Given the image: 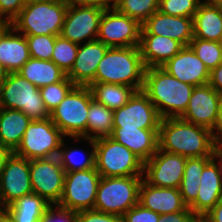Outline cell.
I'll return each instance as SVG.
<instances>
[{
	"label": "cell",
	"mask_w": 222,
	"mask_h": 222,
	"mask_svg": "<svg viewBox=\"0 0 222 222\" xmlns=\"http://www.w3.org/2000/svg\"><path fill=\"white\" fill-rule=\"evenodd\" d=\"M215 143L212 131L180 117L161 119L158 148L187 158L212 157Z\"/></svg>",
	"instance_id": "obj_1"
},
{
	"label": "cell",
	"mask_w": 222,
	"mask_h": 222,
	"mask_svg": "<svg viewBox=\"0 0 222 222\" xmlns=\"http://www.w3.org/2000/svg\"><path fill=\"white\" fill-rule=\"evenodd\" d=\"M194 87L179 81L162 67H148L142 90L163 119L180 117L185 112Z\"/></svg>",
	"instance_id": "obj_2"
},
{
	"label": "cell",
	"mask_w": 222,
	"mask_h": 222,
	"mask_svg": "<svg viewBox=\"0 0 222 222\" xmlns=\"http://www.w3.org/2000/svg\"><path fill=\"white\" fill-rule=\"evenodd\" d=\"M145 70L138 46L109 47L91 83L121 84L138 91L143 89Z\"/></svg>",
	"instance_id": "obj_3"
},
{
	"label": "cell",
	"mask_w": 222,
	"mask_h": 222,
	"mask_svg": "<svg viewBox=\"0 0 222 222\" xmlns=\"http://www.w3.org/2000/svg\"><path fill=\"white\" fill-rule=\"evenodd\" d=\"M67 8L65 0L28 1L10 25L16 33L21 32L25 36H59Z\"/></svg>",
	"instance_id": "obj_4"
},
{
	"label": "cell",
	"mask_w": 222,
	"mask_h": 222,
	"mask_svg": "<svg viewBox=\"0 0 222 222\" xmlns=\"http://www.w3.org/2000/svg\"><path fill=\"white\" fill-rule=\"evenodd\" d=\"M143 176L101 177L94 210L122 217L139 203Z\"/></svg>",
	"instance_id": "obj_5"
},
{
	"label": "cell",
	"mask_w": 222,
	"mask_h": 222,
	"mask_svg": "<svg viewBox=\"0 0 222 222\" xmlns=\"http://www.w3.org/2000/svg\"><path fill=\"white\" fill-rule=\"evenodd\" d=\"M95 168L101 177L143 176L144 162L111 137L94 140Z\"/></svg>",
	"instance_id": "obj_6"
},
{
	"label": "cell",
	"mask_w": 222,
	"mask_h": 222,
	"mask_svg": "<svg viewBox=\"0 0 222 222\" xmlns=\"http://www.w3.org/2000/svg\"><path fill=\"white\" fill-rule=\"evenodd\" d=\"M93 100L88 86L75 85L50 113L52 122L62 134L76 140L86 138L89 104Z\"/></svg>",
	"instance_id": "obj_7"
},
{
	"label": "cell",
	"mask_w": 222,
	"mask_h": 222,
	"mask_svg": "<svg viewBox=\"0 0 222 222\" xmlns=\"http://www.w3.org/2000/svg\"><path fill=\"white\" fill-rule=\"evenodd\" d=\"M0 107L20 110L31 120L50 118L39 88L19 73H8L0 85Z\"/></svg>",
	"instance_id": "obj_8"
},
{
	"label": "cell",
	"mask_w": 222,
	"mask_h": 222,
	"mask_svg": "<svg viewBox=\"0 0 222 222\" xmlns=\"http://www.w3.org/2000/svg\"><path fill=\"white\" fill-rule=\"evenodd\" d=\"M64 135L51 118L31 120L14 154L26 159L58 156Z\"/></svg>",
	"instance_id": "obj_9"
},
{
	"label": "cell",
	"mask_w": 222,
	"mask_h": 222,
	"mask_svg": "<svg viewBox=\"0 0 222 222\" xmlns=\"http://www.w3.org/2000/svg\"><path fill=\"white\" fill-rule=\"evenodd\" d=\"M100 179L96 168L67 172L63 194L56 206L75 213L94 209Z\"/></svg>",
	"instance_id": "obj_10"
},
{
	"label": "cell",
	"mask_w": 222,
	"mask_h": 222,
	"mask_svg": "<svg viewBox=\"0 0 222 222\" xmlns=\"http://www.w3.org/2000/svg\"><path fill=\"white\" fill-rule=\"evenodd\" d=\"M29 170L33 193L51 205H57L63 194L66 174L58 157L31 159Z\"/></svg>",
	"instance_id": "obj_11"
},
{
	"label": "cell",
	"mask_w": 222,
	"mask_h": 222,
	"mask_svg": "<svg viewBox=\"0 0 222 222\" xmlns=\"http://www.w3.org/2000/svg\"><path fill=\"white\" fill-rule=\"evenodd\" d=\"M141 28L142 25L137 20L118 12L115 8L106 9L99 23L96 40L108 47L139 46Z\"/></svg>",
	"instance_id": "obj_12"
},
{
	"label": "cell",
	"mask_w": 222,
	"mask_h": 222,
	"mask_svg": "<svg viewBox=\"0 0 222 222\" xmlns=\"http://www.w3.org/2000/svg\"><path fill=\"white\" fill-rule=\"evenodd\" d=\"M161 116L143 90L135 91L128 102L113 111V127L159 129Z\"/></svg>",
	"instance_id": "obj_13"
},
{
	"label": "cell",
	"mask_w": 222,
	"mask_h": 222,
	"mask_svg": "<svg viewBox=\"0 0 222 222\" xmlns=\"http://www.w3.org/2000/svg\"><path fill=\"white\" fill-rule=\"evenodd\" d=\"M30 193L29 159L11 153L0 172V209Z\"/></svg>",
	"instance_id": "obj_14"
},
{
	"label": "cell",
	"mask_w": 222,
	"mask_h": 222,
	"mask_svg": "<svg viewBox=\"0 0 222 222\" xmlns=\"http://www.w3.org/2000/svg\"><path fill=\"white\" fill-rule=\"evenodd\" d=\"M104 10L98 6L68 5L60 35L80 46L86 38L87 42L96 40Z\"/></svg>",
	"instance_id": "obj_15"
},
{
	"label": "cell",
	"mask_w": 222,
	"mask_h": 222,
	"mask_svg": "<svg viewBox=\"0 0 222 222\" xmlns=\"http://www.w3.org/2000/svg\"><path fill=\"white\" fill-rule=\"evenodd\" d=\"M187 157L157 149L144 163L145 180L157 187L179 188Z\"/></svg>",
	"instance_id": "obj_16"
},
{
	"label": "cell",
	"mask_w": 222,
	"mask_h": 222,
	"mask_svg": "<svg viewBox=\"0 0 222 222\" xmlns=\"http://www.w3.org/2000/svg\"><path fill=\"white\" fill-rule=\"evenodd\" d=\"M220 94L209 84L195 86L185 112V121L212 131L218 117Z\"/></svg>",
	"instance_id": "obj_17"
},
{
	"label": "cell",
	"mask_w": 222,
	"mask_h": 222,
	"mask_svg": "<svg viewBox=\"0 0 222 222\" xmlns=\"http://www.w3.org/2000/svg\"><path fill=\"white\" fill-rule=\"evenodd\" d=\"M141 34L166 36L189 46L194 38L193 18L171 16L157 10L142 24Z\"/></svg>",
	"instance_id": "obj_18"
},
{
	"label": "cell",
	"mask_w": 222,
	"mask_h": 222,
	"mask_svg": "<svg viewBox=\"0 0 222 222\" xmlns=\"http://www.w3.org/2000/svg\"><path fill=\"white\" fill-rule=\"evenodd\" d=\"M162 68L179 81L189 85L202 86L209 82L210 71L190 46H184Z\"/></svg>",
	"instance_id": "obj_19"
},
{
	"label": "cell",
	"mask_w": 222,
	"mask_h": 222,
	"mask_svg": "<svg viewBox=\"0 0 222 222\" xmlns=\"http://www.w3.org/2000/svg\"><path fill=\"white\" fill-rule=\"evenodd\" d=\"M109 47L94 40L79 46L76 60L66 76L79 86H88L94 79L99 65Z\"/></svg>",
	"instance_id": "obj_20"
},
{
	"label": "cell",
	"mask_w": 222,
	"mask_h": 222,
	"mask_svg": "<svg viewBox=\"0 0 222 222\" xmlns=\"http://www.w3.org/2000/svg\"><path fill=\"white\" fill-rule=\"evenodd\" d=\"M139 204L159 215L180 212L187 208L179 188L153 186L144 178L139 190Z\"/></svg>",
	"instance_id": "obj_21"
},
{
	"label": "cell",
	"mask_w": 222,
	"mask_h": 222,
	"mask_svg": "<svg viewBox=\"0 0 222 222\" xmlns=\"http://www.w3.org/2000/svg\"><path fill=\"white\" fill-rule=\"evenodd\" d=\"M222 199V176L212 159L203 169L196 200L188 207L196 216H205Z\"/></svg>",
	"instance_id": "obj_22"
},
{
	"label": "cell",
	"mask_w": 222,
	"mask_h": 222,
	"mask_svg": "<svg viewBox=\"0 0 222 222\" xmlns=\"http://www.w3.org/2000/svg\"><path fill=\"white\" fill-rule=\"evenodd\" d=\"M13 32L10 24H0V64L8 73H17L30 59L26 36Z\"/></svg>",
	"instance_id": "obj_23"
},
{
	"label": "cell",
	"mask_w": 222,
	"mask_h": 222,
	"mask_svg": "<svg viewBox=\"0 0 222 222\" xmlns=\"http://www.w3.org/2000/svg\"><path fill=\"white\" fill-rule=\"evenodd\" d=\"M158 130L113 127L112 134L109 137L124 145L145 163L158 149Z\"/></svg>",
	"instance_id": "obj_24"
},
{
	"label": "cell",
	"mask_w": 222,
	"mask_h": 222,
	"mask_svg": "<svg viewBox=\"0 0 222 222\" xmlns=\"http://www.w3.org/2000/svg\"><path fill=\"white\" fill-rule=\"evenodd\" d=\"M139 50L144 65L148 67H162L184 47L177 40L166 36L141 34Z\"/></svg>",
	"instance_id": "obj_25"
},
{
	"label": "cell",
	"mask_w": 222,
	"mask_h": 222,
	"mask_svg": "<svg viewBox=\"0 0 222 222\" xmlns=\"http://www.w3.org/2000/svg\"><path fill=\"white\" fill-rule=\"evenodd\" d=\"M194 37L219 42L222 36V8L201 1L193 17Z\"/></svg>",
	"instance_id": "obj_26"
},
{
	"label": "cell",
	"mask_w": 222,
	"mask_h": 222,
	"mask_svg": "<svg viewBox=\"0 0 222 222\" xmlns=\"http://www.w3.org/2000/svg\"><path fill=\"white\" fill-rule=\"evenodd\" d=\"M30 122L31 119L20 110L0 107V144L13 153Z\"/></svg>",
	"instance_id": "obj_27"
},
{
	"label": "cell",
	"mask_w": 222,
	"mask_h": 222,
	"mask_svg": "<svg viewBox=\"0 0 222 222\" xmlns=\"http://www.w3.org/2000/svg\"><path fill=\"white\" fill-rule=\"evenodd\" d=\"M17 73L38 88L60 82L66 77V73L53 61L34 58H30Z\"/></svg>",
	"instance_id": "obj_28"
},
{
	"label": "cell",
	"mask_w": 222,
	"mask_h": 222,
	"mask_svg": "<svg viewBox=\"0 0 222 222\" xmlns=\"http://www.w3.org/2000/svg\"><path fill=\"white\" fill-rule=\"evenodd\" d=\"M51 206L43 197L30 193L17 199L4 210L9 215L11 222H40L42 215Z\"/></svg>",
	"instance_id": "obj_29"
},
{
	"label": "cell",
	"mask_w": 222,
	"mask_h": 222,
	"mask_svg": "<svg viewBox=\"0 0 222 222\" xmlns=\"http://www.w3.org/2000/svg\"><path fill=\"white\" fill-rule=\"evenodd\" d=\"M212 159V157L187 158L183 178L179 186L183 202L187 207L196 200L200 187L201 174L204 167Z\"/></svg>",
	"instance_id": "obj_30"
},
{
	"label": "cell",
	"mask_w": 222,
	"mask_h": 222,
	"mask_svg": "<svg viewBox=\"0 0 222 222\" xmlns=\"http://www.w3.org/2000/svg\"><path fill=\"white\" fill-rule=\"evenodd\" d=\"M88 87L95 101L113 111L123 107L136 91L131 86L113 83H90Z\"/></svg>",
	"instance_id": "obj_31"
},
{
	"label": "cell",
	"mask_w": 222,
	"mask_h": 222,
	"mask_svg": "<svg viewBox=\"0 0 222 222\" xmlns=\"http://www.w3.org/2000/svg\"><path fill=\"white\" fill-rule=\"evenodd\" d=\"M112 131L113 110L93 99L89 104L87 115L86 138L95 140L101 137H109ZM91 133H94V135Z\"/></svg>",
	"instance_id": "obj_32"
},
{
	"label": "cell",
	"mask_w": 222,
	"mask_h": 222,
	"mask_svg": "<svg viewBox=\"0 0 222 222\" xmlns=\"http://www.w3.org/2000/svg\"><path fill=\"white\" fill-rule=\"evenodd\" d=\"M158 7L159 0H116L114 8L142 25Z\"/></svg>",
	"instance_id": "obj_33"
},
{
	"label": "cell",
	"mask_w": 222,
	"mask_h": 222,
	"mask_svg": "<svg viewBox=\"0 0 222 222\" xmlns=\"http://www.w3.org/2000/svg\"><path fill=\"white\" fill-rule=\"evenodd\" d=\"M85 140L89 141V143L93 147L92 148L93 150L90 153H88V156H85L84 158L81 157L82 161H80V159L76 160L77 156H79V154H81V153H79L80 150H76V149H73V148H72V150H71V148H70V150L66 149V148L63 149L62 147L65 145L64 144V139H63L57 157L59 159V162H60L61 166L63 167V169L65 170L66 173L67 172H73V171H79V170H88V169H91V168H95V144H94V139L85 138Z\"/></svg>",
	"instance_id": "obj_34"
},
{
	"label": "cell",
	"mask_w": 222,
	"mask_h": 222,
	"mask_svg": "<svg viewBox=\"0 0 222 222\" xmlns=\"http://www.w3.org/2000/svg\"><path fill=\"white\" fill-rule=\"evenodd\" d=\"M198 58L211 71L222 63V50L219 42L193 38L189 44Z\"/></svg>",
	"instance_id": "obj_35"
},
{
	"label": "cell",
	"mask_w": 222,
	"mask_h": 222,
	"mask_svg": "<svg viewBox=\"0 0 222 222\" xmlns=\"http://www.w3.org/2000/svg\"><path fill=\"white\" fill-rule=\"evenodd\" d=\"M79 44L56 36L55 45L51 61H53L66 74L71 70L76 60Z\"/></svg>",
	"instance_id": "obj_36"
},
{
	"label": "cell",
	"mask_w": 222,
	"mask_h": 222,
	"mask_svg": "<svg viewBox=\"0 0 222 222\" xmlns=\"http://www.w3.org/2000/svg\"><path fill=\"white\" fill-rule=\"evenodd\" d=\"M75 84L66 76L62 81L39 88L46 109L51 113Z\"/></svg>",
	"instance_id": "obj_37"
},
{
	"label": "cell",
	"mask_w": 222,
	"mask_h": 222,
	"mask_svg": "<svg viewBox=\"0 0 222 222\" xmlns=\"http://www.w3.org/2000/svg\"><path fill=\"white\" fill-rule=\"evenodd\" d=\"M26 40L30 58L51 60L56 40L55 35H28Z\"/></svg>",
	"instance_id": "obj_38"
},
{
	"label": "cell",
	"mask_w": 222,
	"mask_h": 222,
	"mask_svg": "<svg viewBox=\"0 0 222 222\" xmlns=\"http://www.w3.org/2000/svg\"><path fill=\"white\" fill-rule=\"evenodd\" d=\"M200 3V0H159L158 10L171 16L193 18Z\"/></svg>",
	"instance_id": "obj_39"
},
{
	"label": "cell",
	"mask_w": 222,
	"mask_h": 222,
	"mask_svg": "<svg viewBox=\"0 0 222 222\" xmlns=\"http://www.w3.org/2000/svg\"><path fill=\"white\" fill-rule=\"evenodd\" d=\"M160 215L139 203L129 209L123 216V222H158Z\"/></svg>",
	"instance_id": "obj_40"
},
{
	"label": "cell",
	"mask_w": 222,
	"mask_h": 222,
	"mask_svg": "<svg viewBox=\"0 0 222 222\" xmlns=\"http://www.w3.org/2000/svg\"><path fill=\"white\" fill-rule=\"evenodd\" d=\"M26 2V0H0V24H10L20 13Z\"/></svg>",
	"instance_id": "obj_41"
},
{
	"label": "cell",
	"mask_w": 222,
	"mask_h": 222,
	"mask_svg": "<svg viewBox=\"0 0 222 222\" xmlns=\"http://www.w3.org/2000/svg\"><path fill=\"white\" fill-rule=\"evenodd\" d=\"M76 222H123L122 217L94 209L76 213Z\"/></svg>",
	"instance_id": "obj_42"
},
{
	"label": "cell",
	"mask_w": 222,
	"mask_h": 222,
	"mask_svg": "<svg viewBox=\"0 0 222 222\" xmlns=\"http://www.w3.org/2000/svg\"><path fill=\"white\" fill-rule=\"evenodd\" d=\"M51 205L42 215L40 222H76V213L59 206Z\"/></svg>",
	"instance_id": "obj_43"
},
{
	"label": "cell",
	"mask_w": 222,
	"mask_h": 222,
	"mask_svg": "<svg viewBox=\"0 0 222 222\" xmlns=\"http://www.w3.org/2000/svg\"><path fill=\"white\" fill-rule=\"evenodd\" d=\"M197 216L187 207L184 211L160 215L158 222H195Z\"/></svg>",
	"instance_id": "obj_44"
},
{
	"label": "cell",
	"mask_w": 222,
	"mask_h": 222,
	"mask_svg": "<svg viewBox=\"0 0 222 222\" xmlns=\"http://www.w3.org/2000/svg\"><path fill=\"white\" fill-rule=\"evenodd\" d=\"M68 5H88L98 6L103 9H113L116 4V0H65ZM112 3L110 5L109 3ZM111 7V8H110Z\"/></svg>",
	"instance_id": "obj_45"
},
{
	"label": "cell",
	"mask_w": 222,
	"mask_h": 222,
	"mask_svg": "<svg viewBox=\"0 0 222 222\" xmlns=\"http://www.w3.org/2000/svg\"><path fill=\"white\" fill-rule=\"evenodd\" d=\"M208 84L222 94V63L210 71Z\"/></svg>",
	"instance_id": "obj_46"
},
{
	"label": "cell",
	"mask_w": 222,
	"mask_h": 222,
	"mask_svg": "<svg viewBox=\"0 0 222 222\" xmlns=\"http://www.w3.org/2000/svg\"><path fill=\"white\" fill-rule=\"evenodd\" d=\"M215 130H217V132ZM212 137L215 145H218L222 142V94L220 95L219 100L217 121L214 128L212 129Z\"/></svg>",
	"instance_id": "obj_47"
},
{
	"label": "cell",
	"mask_w": 222,
	"mask_h": 222,
	"mask_svg": "<svg viewBox=\"0 0 222 222\" xmlns=\"http://www.w3.org/2000/svg\"><path fill=\"white\" fill-rule=\"evenodd\" d=\"M204 217L210 222H222V199Z\"/></svg>",
	"instance_id": "obj_48"
},
{
	"label": "cell",
	"mask_w": 222,
	"mask_h": 222,
	"mask_svg": "<svg viewBox=\"0 0 222 222\" xmlns=\"http://www.w3.org/2000/svg\"><path fill=\"white\" fill-rule=\"evenodd\" d=\"M12 152L0 144V172L5 165L6 159L10 156Z\"/></svg>",
	"instance_id": "obj_49"
},
{
	"label": "cell",
	"mask_w": 222,
	"mask_h": 222,
	"mask_svg": "<svg viewBox=\"0 0 222 222\" xmlns=\"http://www.w3.org/2000/svg\"><path fill=\"white\" fill-rule=\"evenodd\" d=\"M212 158L213 159H217V158L220 159L218 161V165H219V169H220L221 176H222V146L220 144L215 145Z\"/></svg>",
	"instance_id": "obj_50"
},
{
	"label": "cell",
	"mask_w": 222,
	"mask_h": 222,
	"mask_svg": "<svg viewBox=\"0 0 222 222\" xmlns=\"http://www.w3.org/2000/svg\"><path fill=\"white\" fill-rule=\"evenodd\" d=\"M0 222H11V219L4 209H0Z\"/></svg>",
	"instance_id": "obj_51"
},
{
	"label": "cell",
	"mask_w": 222,
	"mask_h": 222,
	"mask_svg": "<svg viewBox=\"0 0 222 222\" xmlns=\"http://www.w3.org/2000/svg\"><path fill=\"white\" fill-rule=\"evenodd\" d=\"M8 72L6 69L0 64V85L5 81V78L7 77Z\"/></svg>",
	"instance_id": "obj_52"
},
{
	"label": "cell",
	"mask_w": 222,
	"mask_h": 222,
	"mask_svg": "<svg viewBox=\"0 0 222 222\" xmlns=\"http://www.w3.org/2000/svg\"><path fill=\"white\" fill-rule=\"evenodd\" d=\"M209 3L222 8V0H207Z\"/></svg>",
	"instance_id": "obj_53"
},
{
	"label": "cell",
	"mask_w": 222,
	"mask_h": 222,
	"mask_svg": "<svg viewBox=\"0 0 222 222\" xmlns=\"http://www.w3.org/2000/svg\"><path fill=\"white\" fill-rule=\"evenodd\" d=\"M195 222H210L204 216H197Z\"/></svg>",
	"instance_id": "obj_54"
},
{
	"label": "cell",
	"mask_w": 222,
	"mask_h": 222,
	"mask_svg": "<svg viewBox=\"0 0 222 222\" xmlns=\"http://www.w3.org/2000/svg\"><path fill=\"white\" fill-rule=\"evenodd\" d=\"M219 44H220V47H221V50H222V36H221V38L219 40Z\"/></svg>",
	"instance_id": "obj_55"
}]
</instances>
